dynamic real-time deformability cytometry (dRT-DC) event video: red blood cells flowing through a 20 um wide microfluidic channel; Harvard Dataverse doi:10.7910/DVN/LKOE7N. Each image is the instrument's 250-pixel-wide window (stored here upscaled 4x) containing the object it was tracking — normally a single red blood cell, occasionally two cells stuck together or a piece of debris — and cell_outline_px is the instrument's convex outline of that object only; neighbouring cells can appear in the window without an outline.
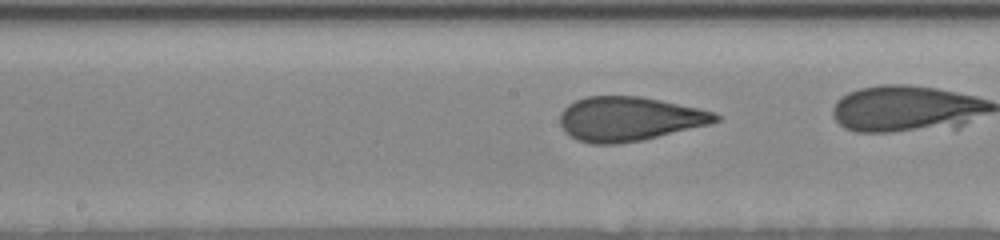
{"species": "human", "species_latin": "Homo sapiens", "temperature_condition": "room temperature", "stored_images_in_passage": 24, "camera_frame_rate_fps": 3000, "um_per_image_px": 0.085, "donor": {"sex": "female"}, "frame": {"image": 1, "passage_image": 6, "time_ms": 3.0, "image_size_px": [1000, 240], "cell_outline_px": [[720, 120], [708, 124], [644, 140], [616, 144], [588, 144], [576, 140], [564, 132], [560, 124], [560, 112], [568, 104], [576, 100], [588, 96], [640, 96], [700, 108], [716, 112], [720, 116]], "centroid_in_image_um": [53.45, 10.11], "position_along_channel_um": 194.8, "area_um2": 40.34}}